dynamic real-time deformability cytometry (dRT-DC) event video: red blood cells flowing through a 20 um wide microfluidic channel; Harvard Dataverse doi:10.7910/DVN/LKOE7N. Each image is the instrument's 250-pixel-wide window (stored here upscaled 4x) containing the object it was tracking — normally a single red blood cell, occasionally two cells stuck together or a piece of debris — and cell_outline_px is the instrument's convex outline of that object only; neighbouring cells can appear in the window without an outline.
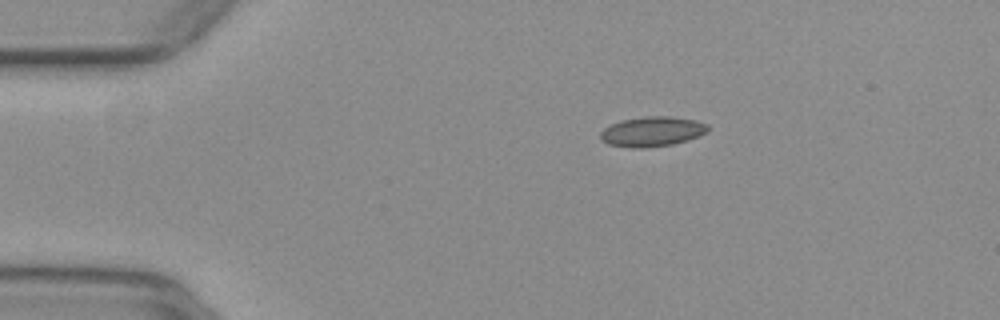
{"species": "common noctule bat (a hibernating species)", "species_latin": "Nyctalus noctula", "temperature_condition": "warm", "stored_images_in_passage": 38, "camera_frame_rate_fps": 3000, "um_per_image_px": 0.085, "animal": {"sex": "female", "body_mass_g": 29.2, "forearm_length_mm": 56.3}, "frame": {"image": 1, "passage_image": 1, "time_ms": 0.0, "image_size_px": [1000, 320], "cell_outline_px": [[708, 132], [700, 136], [688, 140], [672, 144], [644, 148], [632, 148], [608, 144], [600, 140], [600, 132], [604, 128], [620, 120], [644, 116], [668, 116], [696, 120], [708, 124]], "centroid_in_image_um": [55.43, 11.18], "position_along_channel_um": 29.6, "area_um2": 18.9}}
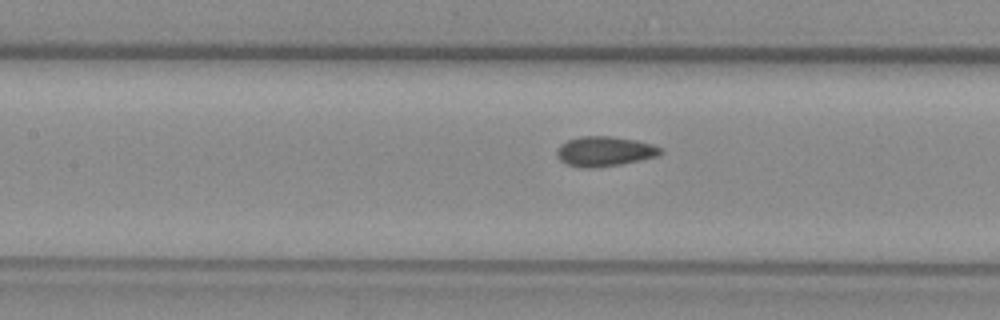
{"frame": {"image": 2, "passage_image": 15, "time_ms": 4.667, "image_size_px": [1000, 320], "cell_outline_px": [[664, 152], [656, 156], [620, 164], [588, 168], [568, 164], [560, 160], [556, 156], [556, 148], [560, 144], [568, 140], [580, 136], [612, 136], [636, 140], [652, 144], [664, 148]], "centroid_in_image_um": [51.39, 12.84], "position_along_channel_um": 156.0, "area_um2": 17.98}}
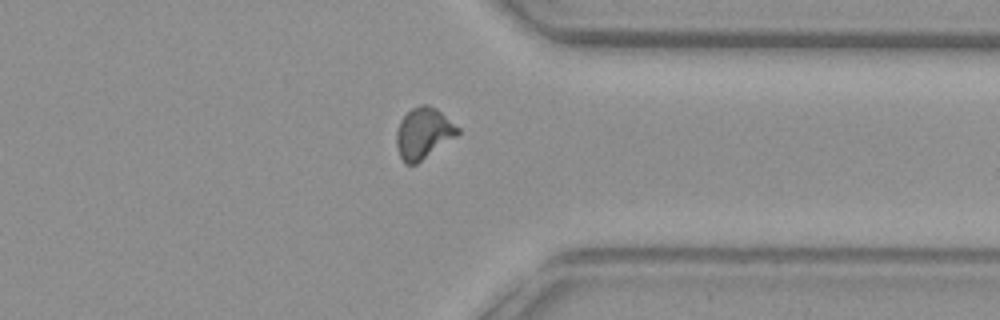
{"frame": {"image": 3, "passage_image": 32, "time_ms": 10.333, "image_size_px": [1000, 320], "cell_outline_px": [[460, 132], [456, 136], [416, 164], [404, 164], [400, 156], [396, 144], [396, 132], [400, 120], [412, 108], [420, 104], [428, 104], [436, 108], [460, 128]], "centroid_in_image_um": [35.98, 11.31], "position_along_channel_um": 375.4, "area_um2": 18.15}}